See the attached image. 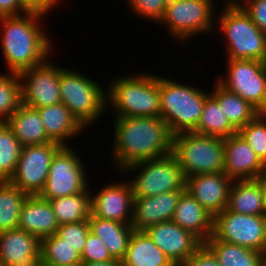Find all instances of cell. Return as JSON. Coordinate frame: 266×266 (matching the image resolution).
Segmentation results:
<instances>
[{"label":"cell","mask_w":266,"mask_h":266,"mask_svg":"<svg viewBox=\"0 0 266 266\" xmlns=\"http://www.w3.org/2000/svg\"><path fill=\"white\" fill-rule=\"evenodd\" d=\"M90 232L88 220L60 225L56 234L75 248L81 255Z\"/></svg>","instance_id":"37"},{"label":"cell","mask_w":266,"mask_h":266,"mask_svg":"<svg viewBox=\"0 0 266 266\" xmlns=\"http://www.w3.org/2000/svg\"><path fill=\"white\" fill-rule=\"evenodd\" d=\"M128 6L139 17L160 22L163 18L168 0H126Z\"/></svg>","instance_id":"39"},{"label":"cell","mask_w":266,"mask_h":266,"mask_svg":"<svg viewBox=\"0 0 266 266\" xmlns=\"http://www.w3.org/2000/svg\"><path fill=\"white\" fill-rule=\"evenodd\" d=\"M227 208L238 214L266 215L261 185L257 179L233 180Z\"/></svg>","instance_id":"27"},{"label":"cell","mask_w":266,"mask_h":266,"mask_svg":"<svg viewBox=\"0 0 266 266\" xmlns=\"http://www.w3.org/2000/svg\"><path fill=\"white\" fill-rule=\"evenodd\" d=\"M214 0H168L160 23L176 40L185 42L198 34L214 29ZM194 35V36H193ZM192 36V37H191Z\"/></svg>","instance_id":"9"},{"label":"cell","mask_w":266,"mask_h":266,"mask_svg":"<svg viewBox=\"0 0 266 266\" xmlns=\"http://www.w3.org/2000/svg\"><path fill=\"white\" fill-rule=\"evenodd\" d=\"M25 13L27 11L23 8L21 0H0V17L18 16Z\"/></svg>","instance_id":"43"},{"label":"cell","mask_w":266,"mask_h":266,"mask_svg":"<svg viewBox=\"0 0 266 266\" xmlns=\"http://www.w3.org/2000/svg\"><path fill=\"white\" fill-rule=\"evenodd\" d=\"M73 150L71 146H63L55 154L40 197L46 200L66 197L89 188L85 165Z\"/></svg>","instance_id":"10"},{"label":"cell","mask_w":266,"mask_h":266,"mask_svg":"<svg viewBox=\"0 0 266 266\" xmlns=\"http://www.w3.org/2000/svg\"><path fill=\"white\" fill-rule=\"evenodd\" d=\"M171 153L184 177L224 171V139L194 131L173 135Z\"/></svg>","instance_id":"6"},{"label":"cell","mask_w":266,"mask_h":266,"mask_svg":"<svg viewBox=\"0 0 266 266\" xmlns=\"http://www.w3.org/2000/svg\"><path fill=\"white\" fill-rule=\"evenodd\" d=\"M27 196L9 180L0 181V232L18 229L21 208Z\"/></svg>","instance_id":"32"},{"label":"cell","mask_w":266,"mask_h":266,"mask_svg":"<svg viewBox=\"0 0 266 266\" xmlns=\"http://www.w3.org/2000/svg\"><path fill=\"white\" fill-rule=\"evenodd\" d=\"M225 4L217 26L226 36L227 60L254 59L266 62V34L235 0H228Z\"/></svg>","instance_id":"4"},{"label":"cell","mask_w":266,"mask_h":266,"mask_svg":"<svg viewBox=\"0 0 266 266\" xmlns=\"http://www.w3.org/2000/svg\"><path fill=\"white\" fill-rule=\"evenodd\" d=\"M82 263L105 262L114 260L102 240L89 232L80 255Z\"/></svg>","instance_id":"38"},{"label":"cell","mask_w":266,"mask_h":266,"mask_svg":"<svg viewBox=\"0 0 266 266\" xmlns=\"http://www.w3.org/2000/svg\"><path fill=\"white\" fill-rule=\"evenodd\" d=\"M262 188L263 196H264V202L266 206V169L256 178Z\"/></svg>","instance_id":"45"},{"label":"cell","mask_w":266,"mask_h":266,"mask_svg":"<svg viewBox=\"0 0 266 266\" xmlns=\"http://www.w3.org/2000/svg\"><path fill=\"white\" fill-rule=\"evenodd\" d=\"M62 147L56 142L22 146L16 170L9 181L28 195H39L52 159Z\"/></svg>","instance_id":"13"},{"label":"cell","mask_w":266,"mask_h":266,"mask_svg":"<svg viewBox=\"0 0 266 266\" xmlns=\"http://www.w3.org/2000/svg\"><path fill=\"white\" fill-rule=\"evenodd\" d=\"M172 221L191 232L202 243L213 234L214 216L207 211L187 190L178 200Z\"/></svg>","instance_id":"22"},{"label":"cell","mask_w":266,"mask_h":266,"mask_svg":"<svg viewBox=\"0 0 266 266\" xmlns=\"http://www.w3.org/2000/svg\"><path fill=\"white\" fill-rule=\"evenodd\" d=\"M59 83L61 102L84 128L107 110V92L89 77L60 67Z\"/></svg>","instance_id":"7"},{"label":"cell","mask_w":266,"mask_h":266,"mask_svg":"<svg viewBox=\"0 0 266 266\" xmlns=\"http://www.w3.org/2000/svg\"><path fill=\"white\" fill-rule=\"evenodd\" d=\"M22 104L18 73L0 74V122H5Z\"/></svg>","instance_id":"35"},{"label":"cell","mask_w":266,"mask_h":266,"mask_svg":"<svg viewBox=\"0 0 266 266\" xmlns=\"http://www.w3.org/2000/svg\"><path fill=\"white\" fill-rule=\"evenodd\" d=\"M262 257H263V263H266V242H265L264 249L262 251Z\"/></svg>","instance_id":"46"},{"label":"cell","mask_w":266,"mask_h":266,"mask_svg":"<svg viewBox=\"0 0 266 266\" xmlns=\"http://www.w3.org/2000/svg\"><path fill=\"white\" fill-rule=\"evenodd\" d=\"M204 244L216 256L220 266H263L262 252L218 240L213 234Z\"/></svg>","instance_id":"29"},{"label":"cell","mask_w":266,"mask_h":266,"mask_svg":"<svg viewBox=\"0 0 266 266\" xmlns=\"http://www.w3.org/2000/svg\"><path fill=\"white\" fill-rule=\"evenodd\" d=\"M210 95L218 102L230 124L238 131L252 121L260 111L239 95L230 92L218 82Z\"/></svg>","instance_id":"28"},{"label":"cell","mask_w":266,"mask_h":266,"mask_svg":"<svg viewBox=\"0 0 266 266\" xmlns=\"http://www.w3.org/2000/svg\"><path fill=\"white\" fill-rule=\"evenodd\" d=\"M43 16L27 12L18 16L0 17L2 55L9 73L19 74L41 65L51 56V40L39 26Z\"/></svg>","instance_id":"2"},{"label":"cell","mask_w":266,"mask_h":266,"mask_svg":"<svg viewBox=\"0 0 266 266\" xmlns=\"http://www.w3.org/2000/svg\"><path fill=\"white\" fill-rule=\"evenodd\" d=\"M41 263L47 266L80 265V254L56 233L41 240Z\"/></svg>","instance_id":"33"},{"label":"cell","mask_w":266,"mask_h":266,"mask_svg":"<svg viewBox=\"0 0 266 266\" xmlns=\"http://www.w3.org/2000/svg\"><path fill=\"white\" fill-rule=\"evenodd\" d=\"M159 76L160 117L173 134L193 131L209 92Z\"/></svg>","instance_id":"5"},{"label":"cell","mask_w":266,"mask_h":266,"mask_svg":"<svg viewBox=\"0 0 266 266\" xmlns=\"http://www.w3.org/2000/svg\"><path fill=\"white\" fill-rule=\"evenodd\" d=\"M41 240L21 229L0 232V263L5 266L41 264Z\"/></svg>","instance_id":"19"},{"label":"cell","mask_w":266,"mask_h":266,"mask_svg":"<svg viewBox=\"0 0 266 266\" xmlns=\"http://www.w3.org/2000/svg\"><path fill=\"white\" fill-rule=\"evenodd\" d=\"M38 266H47V265H45V264L41 263V264H39Z\"/></svg>","instance_id":"47"},{"label":"cell","mask_w":266,"mask_h":266,"mask_svg":"<svg viewBox=\"0 0 266 266\" xmlns=\"http://www.w3.org/2000/svg\"><path fill=\"white\" fill-rule=\"evenodd\" d=\"M227 65V75L216 82L266 112V62L239 59L228 60Z\"/></svg>","instance_id":"11"},{"label":"cell","mask_w":266,"mask_h":266,"mask_svg":"<svg viewBox=\"0 0 266 266\" xmlns=\"http://www.w3.org/2000/svg\"><path fill=\"white\" fill-rule=\"evenodd\" d=\"M36 109L48 137L62 146H69L66 140L81 134V131L85 129L62 102Z\"/></svg>","instance_id":"23"},{"label":"cell","mask_w":266,"mask_h":266,"mask_svg":"<svg viewBox=\"0 0 266 266\" xmlns=\"http://www.w3.org/2000/svg\"><path fill=\"white\" fill-rule=\"evenodd\" d=\"M61 0H21L23 8L27 12L45 15L49 10L54 9Z\"/></svg>","instance_id":"42"},{"label":"cell","mask_w":266,"mask_h":266,"mask_svg":"<svg viewBox=\"0 0 266 266\" xmlns=\"http://www.w3.org/2000/svg\"><path fill=\"white\" fill-rule=\"evenodd\" d=\"M88 223L90 232L102 240L113 259L121 262L134 228L129 224L95 217L92 213Z\"/></svg>","instance_id":"25"},{"label":"cell","mask_w":266,"mask_h":266,"mask_svg":"<svg viewBox=\"0 0 266 266\" xmlns=\"http://www.w3.org/2000/svg\"><path fill=\"white\" fill-rule=\"evenodd\" d=\"M237 132L266 165V112H260Z\"/></svg>","instance_id":"36"},{"label":"cell","mask_w":266,"mask_h":266,"mask_svg":"<svg viewBox=\"0 0 266 266\" xmlns=\"http://www.w3.org/2000/svg\"><path fill=\"white\" fill-rule=\"evenodd\" d=\"M22 103L31 108H42L61 103L60 66L49 62L19 73Z\"/></svg>","instance_id":"14"},{"label":"cell","mask_w":266,"mask_h":266,"mask_svg":"<svg viewBox=\"0 0 266 266\" xmlns=\"http://www.w3.org/2000/svg\"><path fill=\"white\" fill-rule=\"evenodd\" d=\"M193 131L222 139L237 133V130L230 124L218 102L210 94L205 99L201 118Z\"/></svg>","instance_id":"31"},{"label":"cell","mask_w":266,"mask_h":266,"mask_svg":"<svg viewBox=\"0 0 266 266\" xmlns=\"http://www.w3.org/2000/svg\"><path fill=\"white\" fill-rule=\"evenodd\" d=\"M185 190L169 191L152 197H134L131 226L144 231L150 226L170 221Z\"/></svg>","instance_id":"20"},{"label":"cell","mask_w":266,"mask_h":266,"mask_svg":"<svg viewBox=\"0 0 266 266\" xmlns=\"http://www.w3.org/2000/svg\"><path fill=\"white\" fill-rule=\"evenodd\" d=\"M58 227L49 201L39 195H28L21 208L18 229L42 240L55 234Z\"/></svg>","instance_id":"21"},{"label":"cell","mask_w":266,"mask_h":266,"mask_svg":"<svg viewBox=\"0 0 266 266\" xmlns=\"http://www.w3.org/2000/svg\"><path fill=\"white\" fill-rule=\"evenodd\" d=\"M213 235L218 240L262 252L266 242V215L238 214L225 208L214 216Z\"/></svg>","instance_id":"12"},{"label":"cell","mask_w":266,"mask_h":266,"mask_svg":"<svg viewBox=\"0 0 266 266\" xmlns=\"http://www.w3.org/2000/svg\"><path fill=\"white\" fill-rule=\"evenodd\" d=\"M266 165L237 132L224 139V173L232 180L256 179Z\"/></svg>","instance_id":"18"},{"label":"cell","mask_w":266,"mask_h":266,"mask_svg":"<svg viewBox=\"0 0 266 266\" xmlns=\"http://www.w3.org/2000/svg\"><path fill=\"white\" fill-rule=\"evenodd\" d=\"M86 191L66 197L49 199V203L60 225L78 223L89 219L91 215V195Z\"/></svg>","instance_id":"30"},{"label":"cell","mask_w":266,"mask_h":266,"mask_svg":"<svg viewBox=\"0 0 266 266\" xmlns=\"http://www.w3.org/2000/svg\"><path fill=\"white\" fill-rule=\"evenodd\" d=\"M114 121L111 153L119 171L171 153L174 134L161 117H115Z\"/></svg>","instance_id":"1"},{"label":"cell","mask_w":266,"mask_h":266,"mask_svg":"<svg viewBox=\"0 0 266 266\" xmlns=\"http://www.w3.org/2000/svg\"><path fill=\"white\" fill-rule=\"evenodd\" d=\"M181 266H220V263L203 243Z\"/></svg>","instance_id":"41"},{"label":"cell","mask_w":266,"mask_h":266,"mask_svg":"<svg viewBox=\"0 0 266 266\" xmlns=\"http://www.w3.org/2000/svg\"><path fill=\"white\" fill-rule=\"evenodd\" d=\"M5 123L22 146L53 142L48 137L36 108L22 103Z\"/></svg>","instance_id":"24"},{"label":"cell","mask_w":266,"mask_h":266,"mask_svg":"<svg viewBox=\"0 0 266 266\" xmlns=\"http://www.w3.org/2000/svg\"><path fill=\"white\" fill-rule=\"evenodd\" d=\"M136 74L113 80L106 91L107 104L115 117H160L159 76Z\"/></svg>","instance_id":"3"},{"label":"cell","mask_w":266,"mask_h":266,"mask_svg":"<svg viewBox=\"0 0 266 266\" xmlns=\"http://www.w3.org/2000/svg\"><path fill=\"white\" fill-rule=\"evenodd\" d=\"M81 266H121V262L114 259L105 262L82 263Z\"/></svg>","instance_id":"44"},{"label":"cell","mask_w":266,"mask_h":266,"mask_svg":"<svg viewBox=\"0 0 266 266\" xmlns=\"http://www.w3.org/2000/svg\"><path fill=\"white\" fill-rule=\"evenodd\" d=\"M233 180L224 172L202 173L186 178V190L213 216L228 206Z\"/></svg>","instance_id":"17"},{"label":"cell","mask_w":266,"mask_h":266,"mask_svg":"<svg viewBox=\"0 0 266 266\" xmlns=\"http://www.w3.org/2000/svg\"><path fill=\"white\" fill-rule=\"evenodd\" d=\"M121 266H176L145 231L133 230Z\"/></svg>","instance_id":"26"},{"label":"cell","mask_w":266,"mask_h":266,"mask_svg":"<svg viewBox=\"0 0 266 266\" xmlns=\"http://www.w3.org/2000/svg\"><path fill=\"white\" fill-rule=\"evenodd\" d=\"M236 2L250 16L256 26L266 34V0H236Z\"/></svg>","instance_id":"40"},{"label":"cell","mask_w":266,"mask_h":266,"mask_svg":"<svg viewBox=\"0 0 266 266\" xmlns=\"http://www.w3.org/2000/svg\"><path fill=\"white\" fill-rule=\"evenodd\" d=\"M22 145L5 122H0V181L10 180L20 157Z\"/></svg>","instance_id":"34"},{"label":"cell","mask_w":266,"mask_h":266,"mask_svg":"<svg viewBox=\"0 0 266 266\" xmlns=\"http://www.w3.org/2000/svg\"><path fill=\"white\" fill-rule=\"evenodd\" d=\"M136 169L137 174L129 182L134 197H152L164 192L186 190V178L172 153L132 164L122 173Z\"/></svg>","instance_id":"8"},{"label":"cell","mask_w":266,"mask_h":266,"mask_svg":"<svg viewBox=\"0 0 266 266\" xmlns=\"http://www.w3.org/2000/svg\"><path fill=\"white\" fill-rule=\"evenodd\" d=\"M133 200L129 182L109 183L91 195V213L98 218L132 224Z\"/></svg>","instance_id":"15"},{"label":"cell","mask_w":266,"mask_h":266,"mask_svg":"<svg viewBox=\"0 0 266 266\" xmlns=\"http://www.w3.org/2000/svg\"><path fill=\"white\" fill-rule=\"evenodd\" d=\"M162 252L176 266H181L203 244L191 232L172 220L158 223L144 230Z\"/></svg>","instance_id":"16"}]
</instances>
